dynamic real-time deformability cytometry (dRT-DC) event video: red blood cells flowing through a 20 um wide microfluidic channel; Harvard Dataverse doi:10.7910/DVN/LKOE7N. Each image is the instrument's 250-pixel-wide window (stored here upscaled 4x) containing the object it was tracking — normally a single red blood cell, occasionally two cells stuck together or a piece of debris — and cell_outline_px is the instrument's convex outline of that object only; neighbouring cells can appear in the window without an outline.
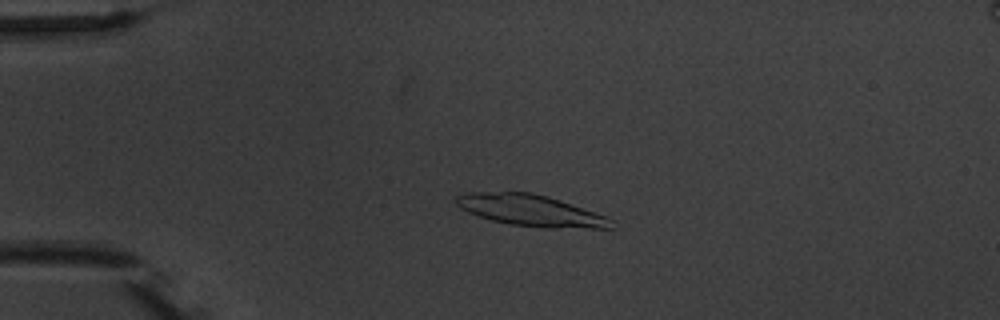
{"species": "common noctule bat (a hibernating species)", "species_latin": "Nyctalus noctula", "temperature_condition": "warm", "stored_images_in_passage": 6, "segment_of_instrument_passage": [1, 2], "camera_frame_rate_fps": 3000, "um_per_image_px": 0.085, "animal": {"sex": "male", "body_mass_g": 20.1, "forearm_length_mm": 53.5}, "frame": {"image": 1, "passage_image": 4, "time_ms": 3.667, "image_size_px": [1000, 320], "cell_outline_px": [[612, 228], [544, 228], [508, 224], [492, 220], [468, 212], [460, 208], [456, 204], [456, 196], [468, 192], [532, 192], [548, 196], [560, 200], [604, 216], [612, 220]], "centroid_in_image_um": [45.07, 17.89], "position_along_channel_um": 39.9, "area_um2": 28.09}}